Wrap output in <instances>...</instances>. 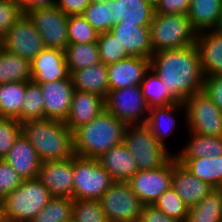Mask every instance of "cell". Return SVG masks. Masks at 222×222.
<instances>
[{"instance_id": "cell-36", "label": "cell", "mask_w": 222, "mask_h": 222, "mask_svg": "<svg viewBox=\"0 0 222 222\" xmlns=\"http://www.w3.org/2000/svg\"><path fill=\"white\" fill-rule=\"evenodd\" d=\"M44 119V98L40 84L32 80L26 82V92L18 122Z\"/></svg>"}, {"instance_id": "cell-44", "label": "cell", "mask_w": 222, "mask_h": 222, "mask_svg": "<svg viewBox=\"0 0 222 222\" xmlns=\"http://www.w3.org/2000/svg\"><path fill=\"white\" fill-rule=\"evenodd\" d=\"M21 176L6 162L0 159V199L13 192L21 183Z\"/></svg>"}, {"instance_id": "cell-23", "label": "cell", "mask_w": 222, "mask_h": 222, "mask_svg": "<svg viewBox=\"0 0 222 222\" xmlns=\"http://www.w3.org/2000/svg\"><path fill=\"white\" fill-rule=\"evenodd\" d=\"M113 19L116 22L140 27H150L155 7L154 0H112Z\"/></svg>"}, {"instance_id": "cell-20", "label": "cell", "mask_w": 222, "mask_h": 222, "mask_svg": "<svg viewBox=\"0 0 222 222\" xmlns=\"http://www.w3.org/2000/svg\"><path fill=\"white\" fill-rule=\"evenodd\" d=\"M105 110V98L90 92L74 90L69 115L65 124L74 131L89 123Z\"/></svg>"}, {"instance_id": "cell-27", "label": "cell", "mask_w": 222, "mask_h": 222, "mask_svg": "<svg viewBox=\"0 0 222 222\" xmlns=\"http://www.w3.org/2000/svg\"><path fill=\"white\" fill-rule=\"evenodd\" d=\"M185 169L209 183L216 189L222 188V155L201 158H176Z\"/></svg>"}, {"instance_id": "cell-18", "label": "cell", "mask_w": 222, "mask_h": 222, "mask_svg": "<svg viewBox=\"0 0 222 222\" xmlns=\"http://www.w3.org/2000/svg\"><path fill=\"white\" fill-rule=\"evenodd\" d=\"M110 32L130 57L151 59L153 56L150 27L123 24L119 21L111 28Z\"/></svg>"}, {"instance_id": "cell-25", "label": "cell", "mask_w": 222, "mask_h": 222, "mask_svg": "<svg viewBox=\"0 0 222 222\" xmlns=\"http://www.w3.org/2000/svg\"><path fill=\"white\" fill-rule=\"evenodd\" d=\"M75 90L97 94L106 98L109 90L107 65L99 62L70 73Z\"/></svg>"}, {"instance_id": "cell-11", "label": "cell", "mask_w": 222, "mask_h": 222, "mask_svg": "<svg viewBox=\"0 0 222 222\" xmlns=\"http://www.w3.org/2000/svg\"><path fill=\"white\" fill-rule=\"evenodd\" d=\"M33 22L46 48L64 51L69 45V16L56 5L24 12Z\"/></svg>"}, {"instance_id": "cell-49", "label": "cell", "mask_w": 222, "mask_h": 222, "mask_svg": "<svg viewBox=\"0 0 222 222\" xmlns=\"http://www.w3.org/2000/svg\"><path fill=\"white\" fill-rule=\"evenodd\" d=\"M57 0H21L23 12L55 6Z\"/></svg>"}, {"instance_id": "cell-47", "label": "cell", "mask_w": 222, "mask_h": 222, "mask_svg": "<svg viewBox=\"0 0 222 222\" xmlns=\"http://www.w3.org/2000/svg\"><path fill=\"white\" fill-rule=\"evenodd\" d=\"M138 222H181L168 217L164 212L153 205H144Z\"/></svg>"}, {"instance_id": "cell-46", "label": "cell", "mask_w": 222, "mask_h": 222, "mask_svg": "<svg viewBox=\"0 0 222 222\" xmlns=\"http://www.w3.org/2000/svg\"><path fill=\"white\" fill-rule=\"evenodd\" d=\"M203 91L222 111V74L205 77Z\"/></svg>"}, {"instance_id": "cell-39", "label": "cell", "mask_w": 222, "mask_h": 222, "mask_svg": "<svg viewBox=\"0 0 222 222\" xmlns=\"http://www.w3.org/2000/svg\"><path fill=\"white\" fill-rule=\"evenodd\" d=\"M96 42L99 49L100 62L105 65L130 57L126 53L125 48L121 47V44L115 39L110 31L100 33Z\"/></svg>"}, {"instance_id": "cell-38", "label": "cell", "mask_w": 222, "mask_h": 222, "mask_svg": "<svg viewBox=\"0 0 222 222\" xmlns=\"http://www.w3.org/2000/svg\"><path fill=\"white\" fill-rule=\"evenodd\" d=\"M153 206L164 212L170 218L187 222L189 207L172 186L154 202Z\"/></svg>"}, {"instance_id": "cell-34", "label": "cell", "mask_w": 222, "mask_h": 222, "mask_svg": "<svg viewBox=\"0 0 222 222\" xmlns=\"http://www.w3.org/2000/svg\"><path fill=\"white\" fill-rule=\"evenodd\" d=\"M64 52L69 73L100 62L97 42L69 44Z\"/></svg>"}, {"instance_id": "cell-13", "label": "cell", "mask_w": 222, "mask_h": 222, "mask_svg": "<svg viewBox=\"0 0 222 222\" xmlns=\"http://www.w3.org/2000/svg\"><path fill=\"white\" fill-rule=\"evenodd\" d=\"M173 157L154 170H138L127 182L144 205L154 202L172 185Z\"/></svg>"}, {"instance_id": "cell-10", "label": "cell", "mask_w": 222, "mask_h": 222, "mask_svg": "<svg viewBox=\"0 0 222 222\" xmlns=\"http://www.w3.org/2000/svg\"><path fill=\"white\" fill-rule=\"evenodd\" d=\"M108 222H138L143 202L127 182H114L99 200Z\"/></svg>"}, {"instance_id": "cell-26", "label": "cell", "mask_w": 222, "mask_h": 222, "mask_svg": "<svg viewBox=\"0 0 222 222\" xmlns=\"http://www.w3.org/2000/svg\"><path fill=\"white\" fill-rule=\"evenodd\" d=\"M221 11L222 0H191L187 16L193 30L200 33L218 28Z\"/></svg>"}, {"instance_id": "cell-7", "label": "cell", "mask_w": 222, "mask_h": 222, "mask_svg": "<svg viewBox=\"0 0 222 222\" xmlns=\"http://www.w3.org/2000/svg\"><path fill=\"white\" fill-rule=\"evenodd\" d=\"M114 182L98 159L73 156L74 200H100Z\"/></svg>"}, {"instance_id": "cell-50", "label": "cell", "mask_w": 222, "mask_h": 222, "mask_svg": "<svg viewBox=\"0 0 222 222\" xmlns=\"http://www.w3.org/2000/svg\"><path fill=\"white\" fill-rule=\"evenodd\" d=\"M90 3H105V2H108V1H111V0H89Z\"/></svg>"}, {"instance_id": "cell-3", "label": "cell", "mask_w": 222, "mask_h": 222, "mask_svg": "<svg viewBox=\"0 0 222 222\" xmlns=\"http://www.w3.org/2000/svg\"><path fill=\"white\" fill-rule=\"evenodd\" d=\"M22 134L35 148L41 163L74 156L73 132L64 121L31 120L22 123Z\"/></svg>"}, {"instance_id": "cell-42", "label": "cell", "mask_w": 222, "mask_h": 222, "mask_svg": "<svg viewBox=\"0 0 222 222\" xmlns=\"http://www.w3.org/2000/svg\"><path fill=\"white\" fill-rule=\"evenodd\" d=\"M22 133V123L13 118L0 117V159H4Z\"/></svg>"}, {"instance_id": "cell-21", "label": "cell", "mask_w": 222, "mask_h": 222, "mask_svg": "<svg viewBox=\"0 0 222 222\" xmlns=\"http://www.w3.org/2000/svg\"><path fill=\"white\" fill-rule=\"evenodd\" d=\"M195 44L204 77L222 74V32L215 29L197 33Z\"/></svg>"}, {"instance_id": "cell-19", "label": "cell", "mask_w": 222, "mask_h": 222, "mask_svg": "<svg viewBox=\"0 0 222 222\" xmlns=\"http://www.w3.org/2000/svg\"><path fill=\"white\" fill-rule=\"evenodd\" d=\"M172 188L190 208L198 204L213 189L209 183L201 181L198 177L190 173L173 156Z\"/></svg>"}, {"instance_id": "cell-8", "label": "cell", "mask_w": 222, "mask_h": 222, "mask_svg": "<svg viewBox=\"0 0 222 222\" xmlns=\"http://www.w3.org/2000/svg\"><path fill=\"white\" fill-rule=\"evenodd\" d=\"M184 105L185 120L190 132L213 137L222 136V111L203 90L188 97Z\"/></svg>"}, {"instance_id": "cell-6", "label": "cell", "mask_w": 222, "mask_h": 222, "mask_svg": "<svg viewBox=\"0 0 222 222\" xmlns=\"http://www.w3.org/2000/svg\"><path fill=\"white\" fill-rule=\"evenodd\" d=\"M123 144L134 157L138 170L158 169L174 156L145 124L127 126Z\"/></svg>"}, {"instance_id": "cell-1", "label": "cell", "mask_w": 222, "mask_h": 222, "mask_svg": "<svg viewBox=\"0 0 222 222\" xmlns=\"http://www.w3.org/2000/svg\"><path fill=\"white\" fill-rule=\"evenodd\" d=\"M150 68L160 77L167 93L177 103H184L188 97L204 88L205 77L196 44L153 53Z\"/></svg>"}, {"instance_id": "cell-30", "label": "cell", "mask_w": 222, "mask_h": 222, "mask_svg": "<svg viewBox=\"0 0 222 222\" xmlns=\"http://www.w3.org/2000/svg\"><path fill=\"white\" fill-rule=\"evenodd\" d=\"M190 140L176 158H201L222 155V136L213 137L190 132Z\"/></svg>"}, {"instance_id": "cell-40", "label": "cell", "mask_w": 222, "mask_h": 222, "mask_svg": "<svg viewBox=\"0 0 222 222\" xmlns=\"http://www.w3.org/2000/svg\"><path fill=\"white\" fill-rule=\"evenodd\" d=\"M99 33L81 16L71 15L68 19L69 44L96 42Z\"/></svg>"}, {"instance_id": "cell-4", "label": "cell", "mask_w": 222, "mask_h": 222, "mask_svg": "<svg viewBox=\"0 0 222 222\" xmlns=\"http://www.w3.org/2000/svg\"><path fill=\"white\" fill-rule=\"evenodd\" d=\"M52 198L37 177L23 180L1 200L3 222H31Z\"/></svg>"}, {"instance_id": "cell-17", "label": "cell", "mask_w": 222, "mask_h": 222, "mask_svg": "<svg viewBox=\"0 0 222 222\" xmlns=\"http://www.w3.org/2000/svg\"><path fill=\"white\" fill-rule=\"evenodd\" d=\"M107 69L109 90L140 86L145 73L150 69V59L128 57L107 65Z\"/></svg>"}, {"instance_id": "cell-16", "label": "cell", "mask_w": 222, "mask_h": 222, "mask_svg": "<svg viewBox=\"0 0 222 222\" xmlns=\"http://www.w3.org/2000/svg\"><path fill=\"white\" fill-rule=\"evenodd\" d=\"M64 79H71L64 51L45 47L31 61L33 82L42 84Z\"/></svg>"}, {"instance_id": "cell-31", "label": "cell", "mask_w": 222, "mask_h": 222, "mask_svg": "<svg viewBox=\"0 0 222 222\" xmlns=\"http://www.w3.org/2000/svg\"><path fill=\"white\" fill-rule=\"evenodd\" d=\"M187 222H222V190L213 189L189 208Z\"/></svg>"}, {"instance_id": "cell-45", "label": "cell", "mask_w": 222, "mask_h": 222, "mask_svg": "<svg viewBox=\"0 0 222 222\" xmlns=\"http://www.w3.org/2000/svg\"><path fill=\"white\" fill-rule=\"evenodd\" d=\"M191 0H154L155 14L187 15Z\"/></svg>"}, {"instance_id": "cell-41", "label": "cell", "mask_w": 222, "mask_h": 222, "mask_svg": "<svg viewBox=\"0 0 222 222\" xmlns=\"http://www.w3.org/2000/svg\"><path fill=\"white\" fill-rule=\"evenodd\" d=\"M72 222H108L99 200H74Z\"/></svg>"}, {"instance_id": "cell-48", "label": "cell", "mask_w": 222, "mask_h": 222, "mask_svg": "<svg viewBox=\"0 0 222 222\" xmlns=\"http://www.w3.org/2000/svg\"><path fill=\"white\" fill-rule=\"evenodd\" d=\"M89 4V0H57L56 6L66 15L71 16L81 15Z\"/></svg>"}, {"instance_id": "cell-33", "label": "cell", "mask_w": 222, "mask_h": 222, "mask_svg": "<svg viewBox=\"0 0 222 222\" xmlns=\"http://www.w3.org/2000/svg\"><path fill=\"white\" fill-rule=\"evenodd\" d=\"M25 92L26 82L0 84V117L13 118L18 121Z\"/></svg>"}, {"instance_id": "cell-22", "label": "cell", "mask_w": 222, "mask_h": 222, "mask_svg": "<svg viewBox=\"0 0 222 222\" xmlns=\"http://www.w3.org/2000/svg\"><path fill=\"white\" fill-rule=\"evenodd\" d=\"M4 160L8 162L23 180L33 179L38 176L41 161L35 148L22 133L16 139Z\"/></svg>"}, {"instance_id": "cell-5", "label": "cell", "mask_w": 222, "mask_h": 222, "mask_svg": "<svg viewBox=\"0 0 222 222\" xmlns=\"http://www.w3.org/2000/svg\"><path fill=\"white\" fill-rule=\"evenodd\" d=\"M196 34L188 16L183 14H154L150 24L153 53L192 46Z\"/></svg>"}, {"instance_id": "cell-14", "label": "cell", "mask_w": 222, "mask_h": 222, "mask_svg": "<svg viewBox=\"0 0 222 222\" xmlns=\"http://www.w3.org/2000/svg\"><path fill=\"white\" fill-rule=\"evenodd\" d=\"M37 178L53 197L73 199V157L41 163Z\"/></svg>"}, {"instance_id": "cell-29", "label": "cell", "mask_w": 222, "mask_h": 222, "mask_svg": "<svg viewBox=\"0 0 222 222\" xmlns=\"http://www.w3.org/2000/svg\"><path fill=\"white\" fill-rule=\"evenodd\" d=\"M31 80V61L0 48V84Z\"/></svg>"}, {"instance_id": "cell-15", "label": "cell", "mask_w": 222, "mask_h": 222, "mask_svg": "<svg viewBox=\"0 0 222 222\" xmlns=\"http://www.w3.org/2000/svg\"><path fill=\"white\" fill-rule=\"evenodd\" d=\"M44 98V119L64 121L67 119L74 92L71 79L40 84Z\"/></svg>"}, {"instance_id": "cell-43", "label": "cell", "mask_w": 222, "mask_h": 222, "mask_svg": "<svg viewBox=\"0 0 222 222\" xmlns=\"http://www.w3.org/2000/svg\"><path fill=\"white\" fill-rule=\"evenodd\" d=\"M23 15L20 1L0 0V40Z\"/></svg>"}, {"instance_id": "cell-37", "label": "cell", "mask_w": 222, "mask_h": 222, "mask_svg": "<svg viewBox=\"0 0 222 222\" xmlns=\"http://www.w3.org/2000/svg\"><path fill=\"white\" fill-rule=\"evenodd\" d=\"M81 16L100 34L111 31L117 23L113 19L112 0L105 3H90Z\"/></svg>"}, {"instance_id": "cell-2", "label": "cell", "mask_w": 222, "mask_h": 222, "mask_svg": "<svg viewBox=\"0 0 222 222\" xmlns=\"http://www.w3.org/2000/svg\"><path fill=\"white\" fill-rule=\"evenodd\" d=\"M126 127L124 122L104 110L73 131L74 155L99 159L109 149L123 143Z\"/></svg>"}, {"instance_id": "cell-32", "label": "cell", "mask_w": 222, "mask_h": 222, "mask_svg": "<svg viewBox=\"0 0 222 222\" xmlns=\"http://www.w3.org/2000/svg\"><path fill=\"white\" fill-rule=\"evenodd\" d=\"M140 87L149 110L177 103L167 93L160 77L151 68L145 73Z\"/></svg>"}, {"instance_id": "cell-24", "label": "cell", "mask_w": 222, "mask_h": 222, "mask_svg": "<svg viewBox=\"0 0 222 222\" xmlns=\"http://www.w3.org/2000/svg\"><path fill=\"white\" fill-rule=\"evenodd\" d=\"M98 161L116 182H128L138 171L134 157L123 143L109 149Z\"/></svg>"}, {"instance_id": "cell-28", "label": "cell", "mask_w": 222, "mask_h": 222, "mask_svg": "<svg viewBox=\"0 0 222 222\" xmlns=\"http://www.w3.org/2000/svg\"><path fill=\"white\" fill-rule=\"evenodd\" d=\"M179 109L186 111L184 103H175L166 107L149 110L145 125L150 129L157 141L166 147L164 140L174 132L176 125L175 115L178 111L180 112Z\"/></svg>"}, {"instance_id": "cell-52", "label": "cell", "mask_w": 222, "mask_h": 222, "mask_svg": "<svg viewBox=\"0 0 222 222\" xmlns=\"http://www.w3.org/2000/svg\"><path fill=\"white\" fill-rule=\"evenodd\" d=\"M0 222H3V219H2L1 199H0Z\"/></svg>"}, {"instance_id": "cell-9", "label": "cell", "mask_w": 222, "mask_h": 222, "mask_svg": "<svg viewBox=\"0 0 222 222\" xmlns=\"http://www.w3.org/2000/svg\"><path fill=\"white\" fill-rule=\"evenodd\" d=\"M105 110L127 126L146 124L149 109L140 86L110 90L105 98Z\"/></svg>"}, {"instance_id": "cell-35", "label": "cell", "mask_w": 222, "mask_h": 222, "mask_svg": "<svg viewBox=\"0 0 222 222\" xmlns=\"http://www.w3.org/2000/svg\"><path fill=\"white\" fill-rule=\"evenodd\" d=\"M74 199L53 197L31 222H72Z\"/></svg>"}, {"instance_id": "cell-51", "label": "cell", "mask_w": 222, "mask_h": 222, "mask_svg": "<svg viewBox=\"0 0 222 222\" xmlns=\"http://www.w3.org/2000/svg\"><path fill=\"white\" fill-rule=\"evenodd\" d=\"M218 31L222 32V11H221V19H220V24L217 28Z\"/></svg>"}, {"instance_id": "cell-12", "label": "cell", "mask_w": 222, "mask_h": 222, "mask_svg": "<svg viewBox=\"0 0 222 222\" xmlns=\"http://www.w3.org/2000/svg\"><path fill=\"white\" fill-rule=\"evenodd\" d=\"M4 51L32 61L44 48L43 40L29 17L21 16L0 40Z\"/></svg>"}]
</instances>
